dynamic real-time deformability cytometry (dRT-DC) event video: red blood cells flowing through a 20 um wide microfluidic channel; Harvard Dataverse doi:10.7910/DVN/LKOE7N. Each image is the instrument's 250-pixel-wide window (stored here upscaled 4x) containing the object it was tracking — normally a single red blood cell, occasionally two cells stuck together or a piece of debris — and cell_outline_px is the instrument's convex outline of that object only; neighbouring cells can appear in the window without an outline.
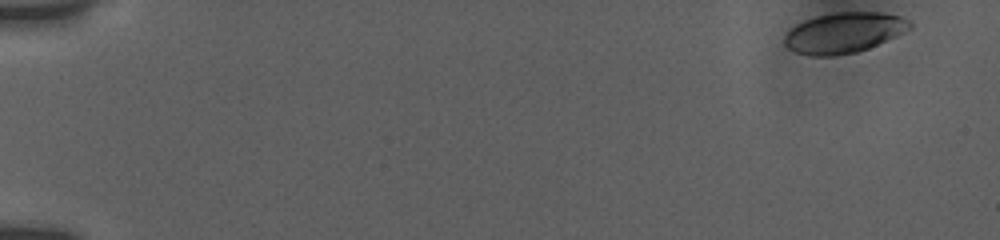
{"species": "human", "species_latin": "Homo sapiens", "temperature_condition": "room temperature", "stored_images_in_passage": 6, "camera_frame_rate_fps": 3000, "um_per_image_px": 0.085, "donor": {"sex": "female"}, "frame": {"image": 1, "passage_image": 1, "time_ms": 0.0, "image_size_px": [1000, 240], "cell_outline_px": [[912, 28], [896, 36], [868, 48], [856, 52], [832, 56], [812, 56], [796, 52], [788, 48], [784, 44], [784, 36], [796, 24], [804, 20], [816, 16], [836, 12], [880, 12], [900, 16], [912, 20]], "centroid_in_image_um": [71.75, 2.77], "position_along_channel_um": 13.2, "area_um2": 29.59}}